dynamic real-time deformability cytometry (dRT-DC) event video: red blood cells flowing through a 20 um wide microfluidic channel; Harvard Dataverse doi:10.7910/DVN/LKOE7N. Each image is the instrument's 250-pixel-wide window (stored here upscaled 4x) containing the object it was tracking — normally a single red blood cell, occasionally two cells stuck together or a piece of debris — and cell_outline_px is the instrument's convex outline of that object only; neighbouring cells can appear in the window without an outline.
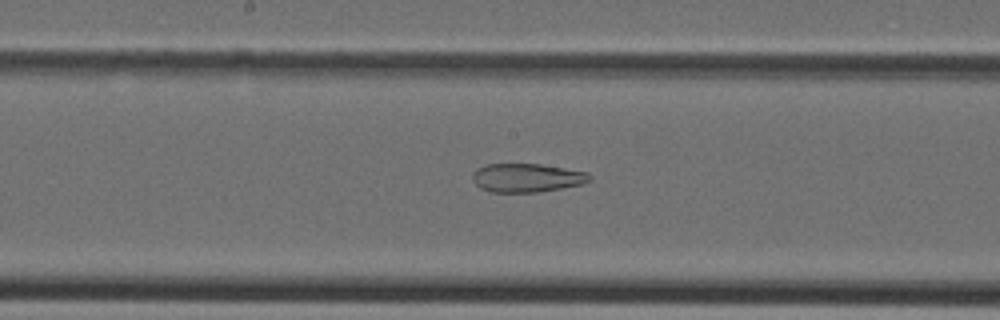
{"species": "Egyptian fruit bat (a non-hibernating species)", "species_latin": "Rousettus aegyptiacus", "temperature_condition": "cold", "stored_images_in_passage": 31, "camera_frame_rate_fps": 3000, "um_per_image_px": 0.085, "animal": {"sex": "female"}, "frame": {"image": 1, "passage_image": 12, "time_ms": 3.667, "image_size_px": [1000, 320], "cell_outline_px": [[592, 180], [580, 184], [560, 188], [536, 192], [488, 192], [480, 188], [472, 180], [472, 172], [476, 168], [484, 164], [540, 164], [588, 172], [592, 176]], "centroid_in_image_um": [44.74, 15.1], "position_along_channel_um": 203.5, "area_um2": 19.65}}
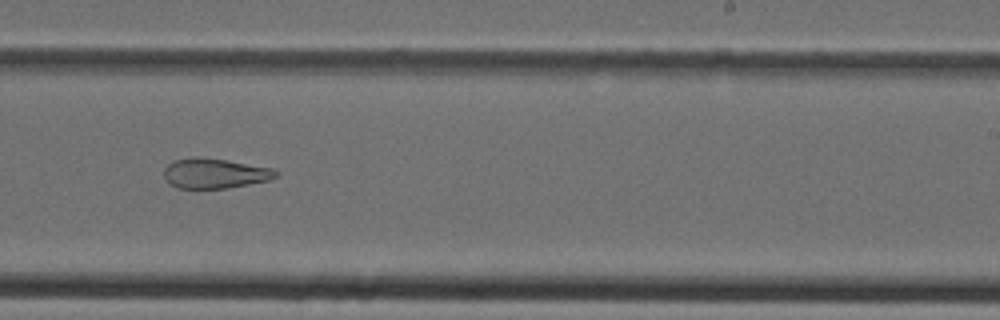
{"frame": {"image": 2, "passage_image": 16, "time_ms": 5.0, "image_size_px": [1000, 320], "cell_outline_px": [[280, 172], [276, 176], [268, 180], [228, 188], [180, 188], [164, 180], [164, 168], [168, 164], [176, 160], [192, 156], [196, 156], [228, 160], [272, 168]], "centroid_in_image_um": [18.24, 14.72], "position_along_channel_um": 270.8, "area_um2": 19.54}}
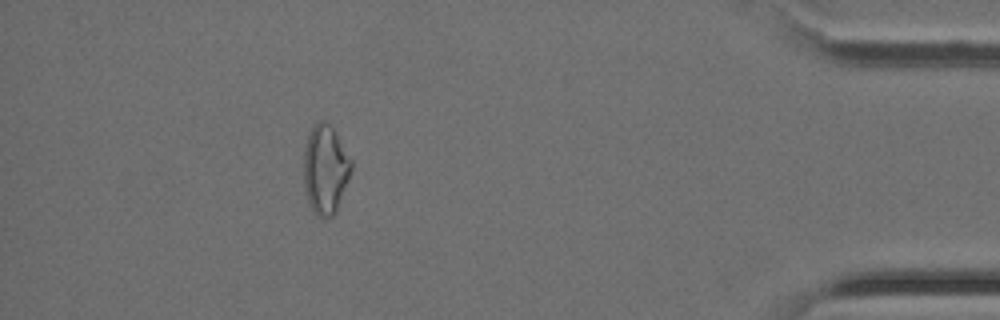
{"frame": {"image": 3, "passage_image": 27, "time_ms": 8.667, "image_size_px": [1000, 320], "cell_outline_px": [[352, 168], [336, 212], [332, 216], [324, 220], [316, 216], [312, 212], [304, 188], [304, 152], [308, 136], [312, 124], [316, 120], [324, 120], [332, 128], [352, 160]], "centroid_in_image_um": [27.64, 14.43], "position_along_channel_um": 407.6, "area_um2": 24.74}}